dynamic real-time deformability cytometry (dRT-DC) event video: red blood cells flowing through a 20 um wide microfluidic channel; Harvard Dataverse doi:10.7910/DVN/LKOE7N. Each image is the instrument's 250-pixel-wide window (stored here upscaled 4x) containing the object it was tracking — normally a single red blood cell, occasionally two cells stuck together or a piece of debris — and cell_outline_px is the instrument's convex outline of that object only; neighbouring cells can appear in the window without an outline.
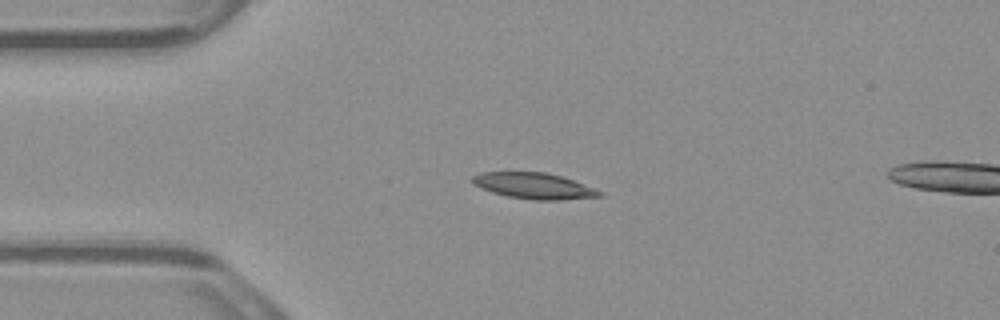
{"species": "common noctule bat (a hibernating species)", "species_latin": "Nyctalus noctula", "temperature_condition": "warm", "stored_images_in_passage": 2, "camera_frame_rate_fps": 3000, "um_per_image_px": 0.085, "animal": {"sex": "male", "body_mass_g": 23.1, "forearm_length_mm": 52.7}, "frame": {"image": 1, "passage_image": 1, "time_ms": 0.0, "image_size_px": [1000, 320], "cell_outline_px": [[604, 196], [560, 200], [536, 200], [508, 196], [492, 192], [472, 184], [468, 180], [472, 176], [480, 172], [544, 172], [560, 176], [596, 188], [604, 192]], "centroid_in_image_um": [45.38, 15.79], "position_along_channel_um": 39.6, "area_um2": 19.36}}